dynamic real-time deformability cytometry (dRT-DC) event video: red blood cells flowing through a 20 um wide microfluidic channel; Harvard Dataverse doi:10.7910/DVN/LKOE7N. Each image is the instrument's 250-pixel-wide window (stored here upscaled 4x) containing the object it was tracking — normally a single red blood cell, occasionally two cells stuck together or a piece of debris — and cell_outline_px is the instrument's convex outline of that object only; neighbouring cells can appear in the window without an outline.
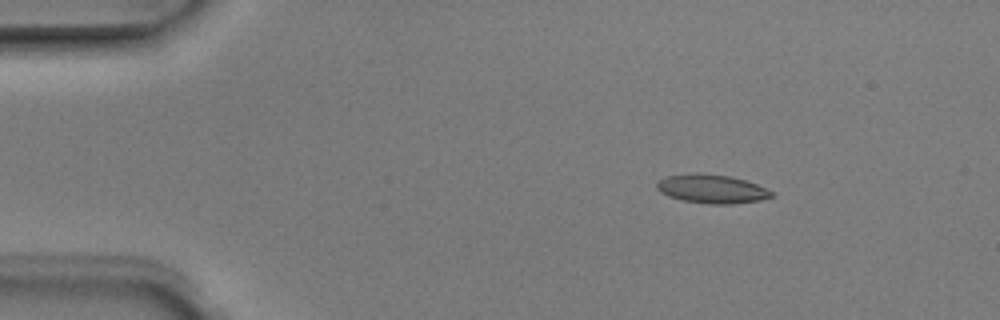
{"species": "Egyptian fruit bat (a non-hibernating species)", "species_latin": "Rousettus aegyptiacus", "temperature_condition": "room temperature", "stored_images_in_passage": 5, "camera_frame_rate_fps": 3000, "um_per_image_px": 0.085, "animal": {"sex": "male"}, "frame": {"image": 1, "passage_image": 3, "time_ms": 0.667, "image_size_px": [1000, 320], "cell_outline_px": [[772, 196], [760, 200], [732, 204], [712, 204], [684, 200], [668, 196], [660, 192], [656, 188], [656, 184], [660, 180], [668, 176], [696, 172], [728, 176], [744, 180], [756, 184], [772, 192]], "centroid_in_image_um": [60.47, 16.05], "position_along_channel_um": 24.5, "area_um2": 18.9}}
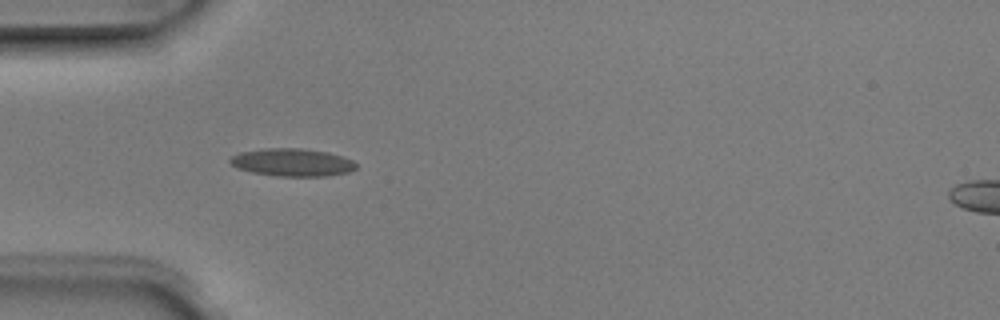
{"frame": {"image": 2, "passage_image": 5, "time_ms": 1.333, "image_size_px": [1000, 320], "cell_outline_px": [[356, 168], [348, 172], [324, 176], [276, 176], [252, 172], [236, 168], [228, 160], [232, 156], [240, 152], [268, 148], [300, 148], [328, 152], [352, 160], [356, 164]], "centroid_in_image_um": [24.82, 13.8], "position_along_channel_um": 60.2, "area_um2": 20.23}}